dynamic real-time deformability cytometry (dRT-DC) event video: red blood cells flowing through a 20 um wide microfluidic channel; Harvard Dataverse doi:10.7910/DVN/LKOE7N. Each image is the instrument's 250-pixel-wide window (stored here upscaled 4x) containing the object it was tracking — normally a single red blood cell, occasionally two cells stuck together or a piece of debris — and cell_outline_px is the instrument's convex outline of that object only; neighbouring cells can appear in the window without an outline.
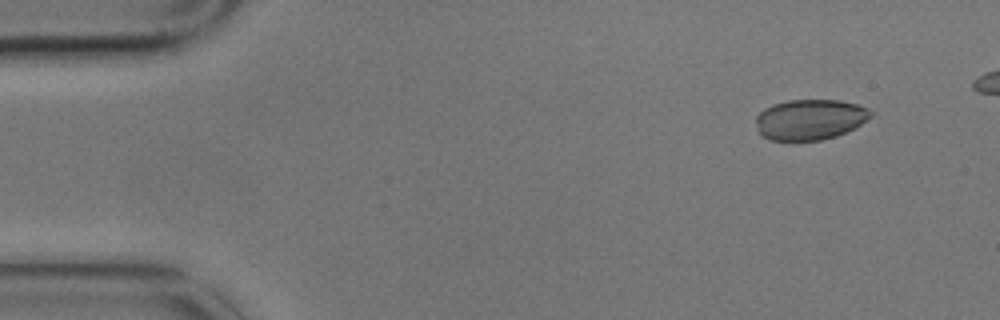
{"species": "common noctule bat (a hibernating species)", "species_latin": "Nyctalus noctula", "temperature_condition": "cold", "stored_images_in_passage": 6, "camera_frame_rate_fps": 3000, "um_per_image_px": 0.085, "animal": {"sex": "male", "body_mass_g": 17.9}, "frame": {"image": 1, "passage_image": 2, "time_ms": 0.333, "image_size_px": [1000, 320], "cell_outline_px": [[872, 116], [856, 128], [836, 136], [820, 140], [768, 140], [760, 136], [756, 124], [756, 116], [764, 108], [772, 104], [788, 100], [840, 100], [856, 104], [868, 108], [872, 112]], "centroid_in_image_um": [68.84, 10.16], "position_along_channel_um": 16.2, "area_um2": 27.34}}